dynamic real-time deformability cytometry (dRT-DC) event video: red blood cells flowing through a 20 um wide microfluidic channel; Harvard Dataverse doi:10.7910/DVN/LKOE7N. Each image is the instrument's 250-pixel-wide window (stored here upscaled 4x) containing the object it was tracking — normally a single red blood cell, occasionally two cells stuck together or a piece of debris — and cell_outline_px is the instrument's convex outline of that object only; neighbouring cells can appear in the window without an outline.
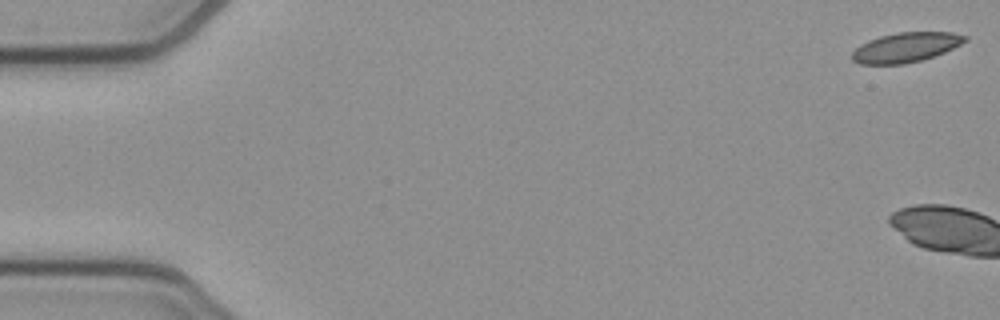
{"species": "common noctule bat (a hibernating species)", "species_latin": "Nyctalus noctula", "temperature_condition": "cold", "stored_images_in_passage": 8, "camera_frame_rate_fps": 3000, "um_per_image_px": 0.085, "animal": {"sex": "female", "body_mass_g": 21.9}, "frame": {"image": 1, "passage_image": 1, "time_ms": 0.0, "image_size_px": [1000, 320], "cell_outline_px": [[968, 40], [944, 52], [920, 60], [904, 64], [860, 64], [852, 60], [852, 52], [860, 44], [868, 40], [880, 36], [896, 32], [952, 32], [968, 36]], "centroid_in_image_um": [76.97, 4.01], "position_along_channel_um": 8.0, "area_um2": 19.48}}